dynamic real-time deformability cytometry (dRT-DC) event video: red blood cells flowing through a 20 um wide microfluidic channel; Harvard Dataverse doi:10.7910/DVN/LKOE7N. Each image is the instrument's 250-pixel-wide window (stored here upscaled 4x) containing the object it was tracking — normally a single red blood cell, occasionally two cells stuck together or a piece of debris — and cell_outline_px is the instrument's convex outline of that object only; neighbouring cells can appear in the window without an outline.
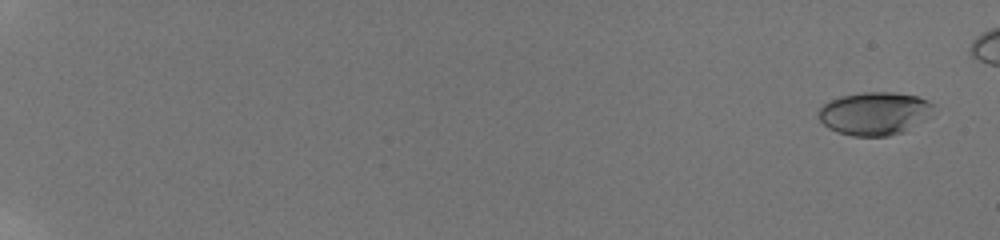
{"species": "human", "species_latin": "Homo sapiens", "temperature_condition": "room temperature", "stored_images_in_passage": 94, "camera_frame_rate_fps": 3000, "um_per_image_px": 0.085, "donor": {"sex": "male"}, "frame": {"image": 1, "passage_image": 5, "time_ms": 0.667, "image_size_px": [1000, 240], "cell_outline_px": [[936, 104], [932, 116], [904, 132], [888, 136], [852, 136], [836, 132], [828, 128], [816, 116], [820, 108], [824, 104], [840, 96], [860, 92], [892, 92], [916, 96], [928, 100]], "centroid_in_image_um": [74.37, 9.65], "position_along_channel_um": 10.6, "area_um2": 29.3}}
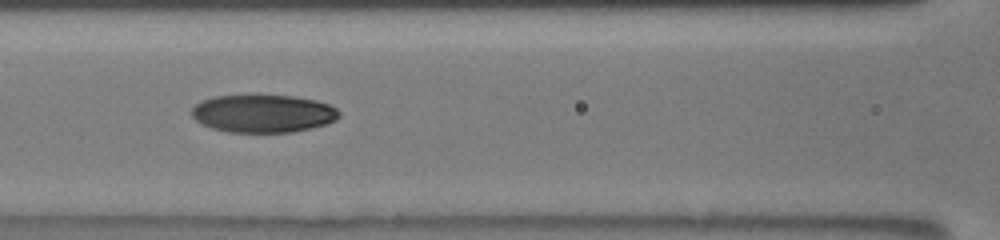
{"frame": {"image": 2, "passage_image": 48, "time_ms": 10.333, "image_size_px": [1000, 240], "cell_outline_px": [[340, 116], [336, 120], [328, 124], [312, 128], [292, 132], [228, 132], [212, 128], [196, 120], [192, 116], [192, 108], [196, 104], [212, 96], [256, 92], [292, 96], [316, 100], [328, 104], [336, 108], [340, 112]], "centroid_in_image_um": [22.37, 9.6], "position_along_channel_um": 144.2, "area_um2": 33.52}}
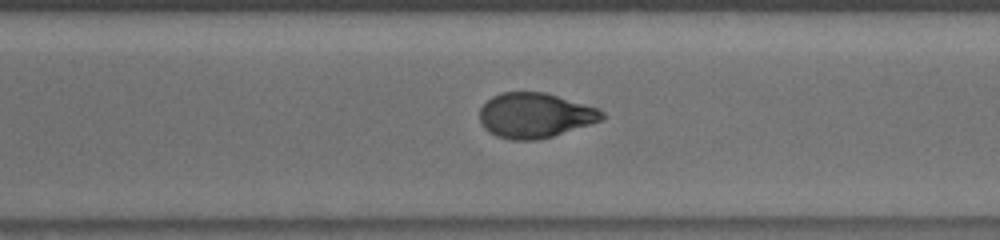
{"frame": {"image": 3, "passage_image": 66, "time_ms": 15.0, "image_size_px": [1000, 240], "cell_outline_px": [[604, 120], [552, 136], [536, 140], [512, 140], [496, 136], [488, 132], [484, 128], [480, 120], [480, 108], [492, 96], [500, 92], [544, 92], [584, 104], [596, 108], [604, 112]], "centroid_in_image_um": [45.45, 9.81], "position_along_channel_um": 325.1, "area_um2": 31.96}}